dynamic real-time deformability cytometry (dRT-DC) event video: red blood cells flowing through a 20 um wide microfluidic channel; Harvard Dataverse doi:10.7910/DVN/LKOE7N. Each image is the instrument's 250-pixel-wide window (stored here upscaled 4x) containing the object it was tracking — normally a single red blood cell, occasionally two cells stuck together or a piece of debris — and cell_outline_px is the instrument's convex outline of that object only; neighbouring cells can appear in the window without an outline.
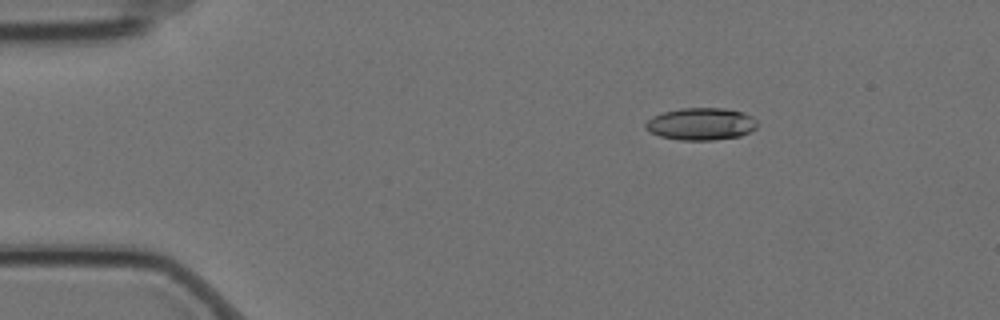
{"species": "Egyptian fruit bat (a non-hibernating species)", "species_latin": "Rousettus aegyptiacus", "temperature_condition": "cold", "stored_images_in_passage": 13, "camera_frame_rate_fps": 3000, "um_per_image_px": 0.085, "animal": {"sex": "female"}, "frame": {"image": 1, "passage_image": 1, "time_ms": 0.0, "image_size_px": [1000, 320], "cell_outline_px": [[756, 128], [740, 136], [712, 140], [680, 140], [660, 136], [644, 128], [644, 124], [652, 116], [664, 112], [680, 108], [724, 108], [744, 112], [752, 116], [756, 120]], "centroid_in_image_um": [59.58, 10.53], "position_along_channel_um": 25.4, "area_um2": 20.98}}
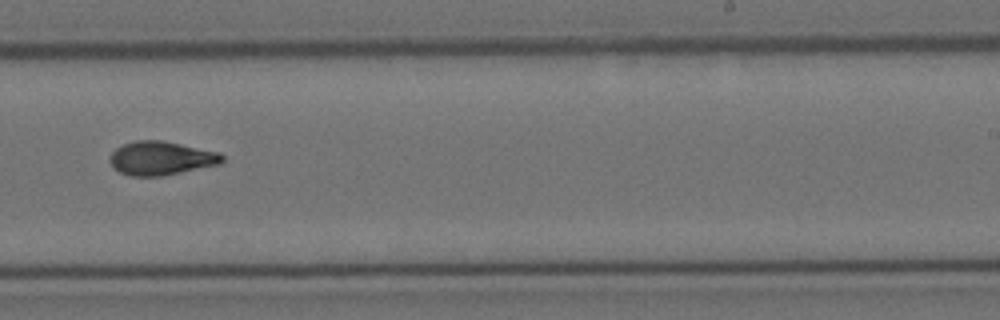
{"frame": {"image": 2, "passage_image": 8, "time_ms": 2.333, "image_size_px": [1000, 320], "cell_outline_px": [[224, 160], [220, 164], [160, 176], [132, 176], [120, 172], [108, 160], [112, 152], [116, 148], [124, 144], [136, 140], [160, 140], [220, 152], [224, 156]], "centroid_in_image_um": [13.7, 13.44], "position_along_channel_um": 275.3, "area_um2": 21.85}}
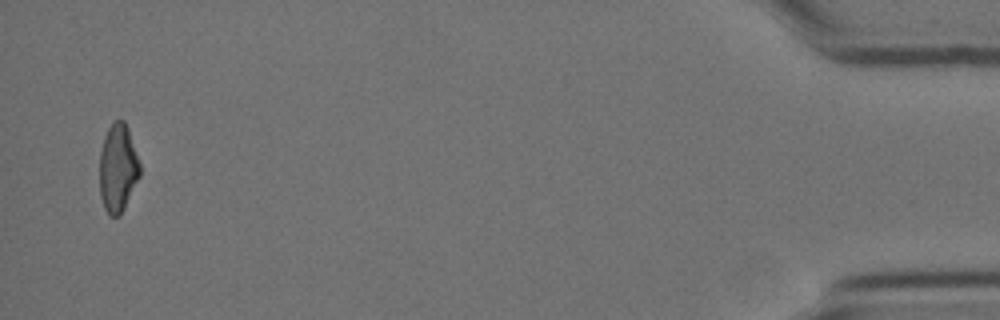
{"frame": {"image": 3, "passage_image": 13, "time_ms": 4.0, "image_size_px": [1000, 320], "cell_outline_px": [[140, 176], [120, 216], [108, 216], [104, 208], [100, 196], [100, 152], [104, 136], [108, 128], [116, 120], [124, 120], [128, 128], [140, 164]], "centroid_in_image_um": [10.01, 14.31], "position_along_channel_um": 425.2, "area_um2": 20.69}}